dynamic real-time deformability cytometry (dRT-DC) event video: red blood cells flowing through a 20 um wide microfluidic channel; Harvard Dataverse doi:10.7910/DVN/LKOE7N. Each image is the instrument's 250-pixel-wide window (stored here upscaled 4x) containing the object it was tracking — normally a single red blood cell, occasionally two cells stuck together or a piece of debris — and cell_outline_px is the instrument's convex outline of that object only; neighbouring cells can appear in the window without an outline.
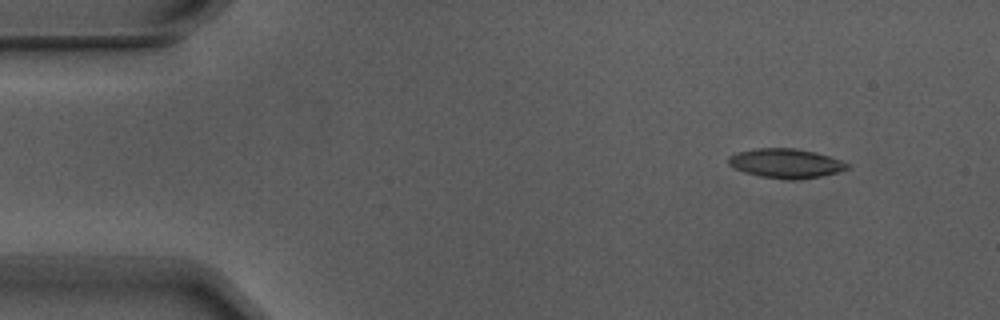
{"species": "Egyptian fruit bat (a non-hibernating species)", "species_latin": "Rousettus aegyptiacus", "temperature_condition": "warm", "stored_images_in_passage": 8, "camera_frame_rate_fps": 3000, "um_per_image_px": 0.085, "animal": {"sex": "male"}, "frame": {"image": 1, "passage_image": 2, "time_ms": 0.333, "image_size_px": [1000, 320], "cell_outline_px": [[852, 168], [820, 176], [796, 180], [784, 180], [760, 176], [744, 172], [728, 164], [728, 156], [736, 152], [756, 148], [796, 148], [828, 156], [852, 164]], "centroid_in_image_um": [66.8, 13.89], "position_along_channel_um": 18.2, "area_um2": 20.4}}
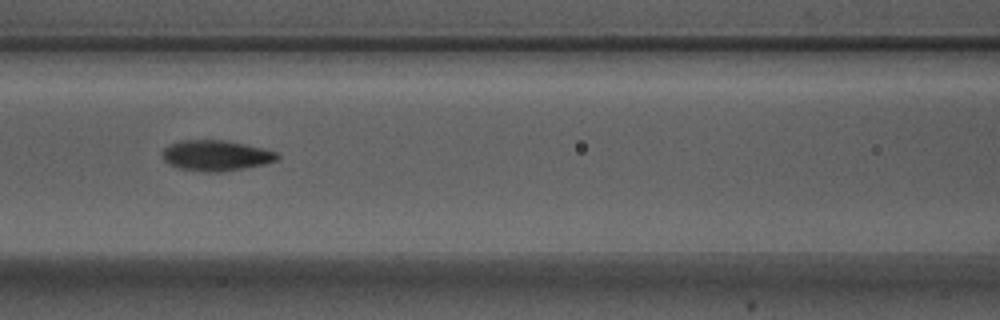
{"frame": {"image": 2, "passage_image": 7, "time_ms": 2.0, "image_size_px": [1000, 320], "cell_outline_px": [[280, 156], [276, 160], [264, 164], [224, 172], [204, 172], [180, 168], [168, 164], [164, 160], [164, 148], [180, 140], [220, 140], [244, 144], [276, 152]], "centroid_in_image_um": [18.35, 13.23], "position_along_channel_um": 148.2, "area_um2": 20.17}}
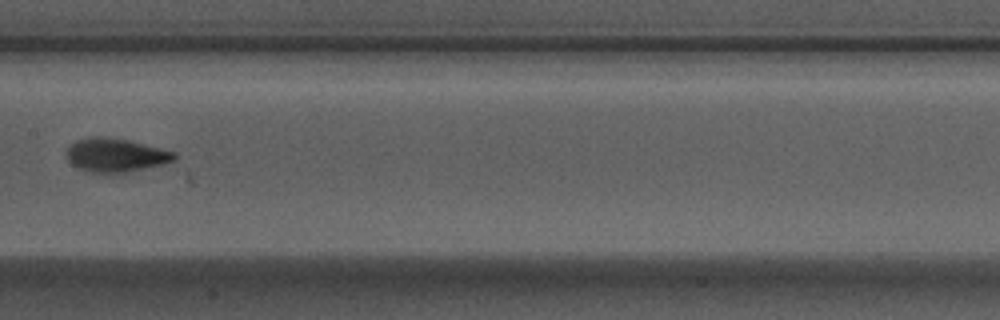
{"frame": {"image": 3, "passage_image": 8, "time_ms": 2.333, "image_size_px": [1000, 320], "cell_outline_px": [[176, 160], [164, 164], [108, 176], [92, 172], [80, 168], [72, 164], [68, 160], [68, 148], [72, 144], [88, 136], [100, 136], [128, 140], [176, 152]], "centroid_in_image_um": [9.86, 13.21], "position_along_channel_um": 197.5, "area_um2": 21.21}}